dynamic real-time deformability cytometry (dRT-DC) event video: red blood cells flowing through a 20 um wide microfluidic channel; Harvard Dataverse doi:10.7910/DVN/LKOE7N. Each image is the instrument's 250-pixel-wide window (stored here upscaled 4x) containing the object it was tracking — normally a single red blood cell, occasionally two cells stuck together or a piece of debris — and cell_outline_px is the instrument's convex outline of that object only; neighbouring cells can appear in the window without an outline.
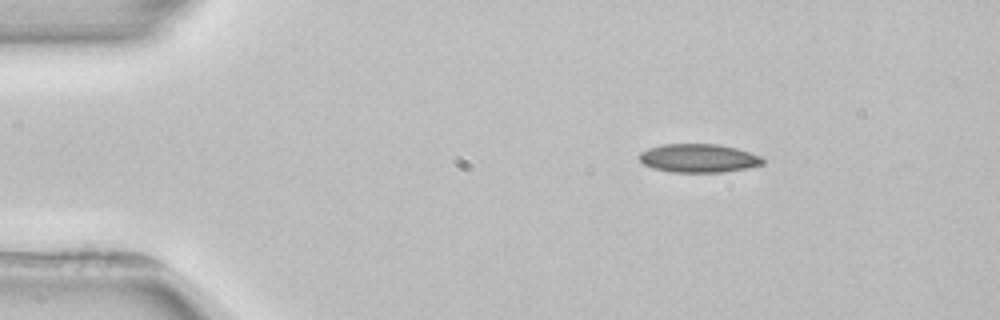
{"species": "common noctule bat (a hibernating species)", "species_latin": "Nyctalus noctula", "temperature_condition": "room temperature", "stored_images_in_passage": 3, "camera_frame_rate_fps": 3000, "um_per_image_px": 0.085, "animal": {"sex": "female", "body_mass_g": 22.7, "forearm_length_mm": 54.2}, "frame": {"image": 1, "passage_image": 1, "time_ms": 0.0, "image_size_px": [1000, 320], "cell_outline_px": [[764, 164], [748, 168], [720, 172], [672, 172], [652, 168], [644, 164], [636, 156], [640, 152], [648, 148], [664, 144], [716, 144], [736, 148], [760, 156], [764, 160]], "centroid_in_image_um": [59.34, 13.45], "position_along_channel_um": 25.7, "area_um2": 20.52}}
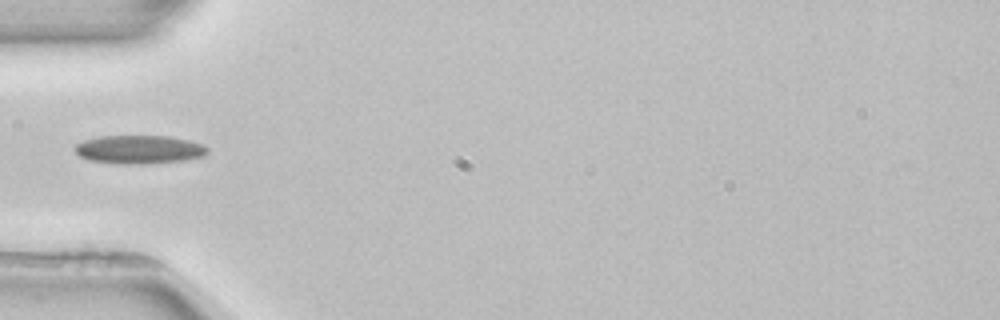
{"frame": {"image": 2, "passage_image": 3, "time_ms": 3.0, "image_size_px": [1000, 320], "cell_outline_px": [[208, 152], [204, 156], [184, 160], [148, 164], [120, 164], [88, 160], [80, 156], [72, 148], [76, 144], [84, 140], [100, 136], [168, 136], [188, 140], [204, 144], [208, 148]], "centroid_in_image_um": [11.83, 12.71], "position_along_channel_um": 73.2, "area_um2": 22.2}}